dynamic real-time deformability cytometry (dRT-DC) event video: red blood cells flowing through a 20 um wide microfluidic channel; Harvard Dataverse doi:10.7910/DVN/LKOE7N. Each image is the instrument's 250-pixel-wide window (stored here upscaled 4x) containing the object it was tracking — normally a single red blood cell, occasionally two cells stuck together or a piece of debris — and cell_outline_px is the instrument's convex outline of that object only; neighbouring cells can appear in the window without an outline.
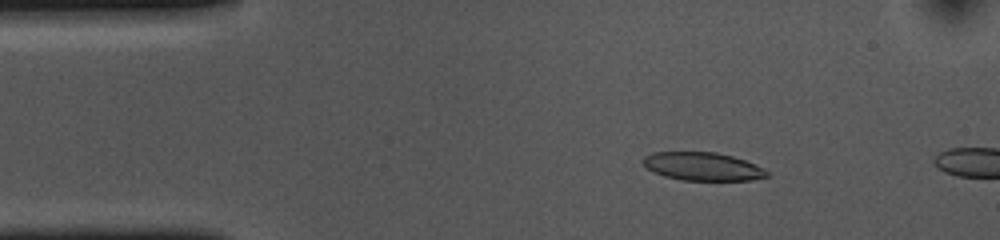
{"species": "common noctule bat (a hibernating species)", "species_latin": "Nyctalus noctula", "temperature_condition": "cold", "stored_images_in_passage": 11, "camera_frame_rate_fps": 3000, "um_per_image_px": 0.085, "animal": {"sex": "female", "body_mass_g": 10.0, "forearm_length_mm": 53.1}, "frame": {"image": 1, "passage_image": 8, "time_ms": 2.333, "image_size_px": [1000, 240], "cell_outline_px": [[768, 176], [752, 180], [680, 180], [664, 176], [648, 168], [640, 160], [644, 156], [652, 152], [716, 152], [732, 156], [756, 164], [764, 168], [768, 172]], "centroid_in_image_um": [59.72, 14.14], "position_along_channel_um": 25.3, "area_um2": 20.35}}